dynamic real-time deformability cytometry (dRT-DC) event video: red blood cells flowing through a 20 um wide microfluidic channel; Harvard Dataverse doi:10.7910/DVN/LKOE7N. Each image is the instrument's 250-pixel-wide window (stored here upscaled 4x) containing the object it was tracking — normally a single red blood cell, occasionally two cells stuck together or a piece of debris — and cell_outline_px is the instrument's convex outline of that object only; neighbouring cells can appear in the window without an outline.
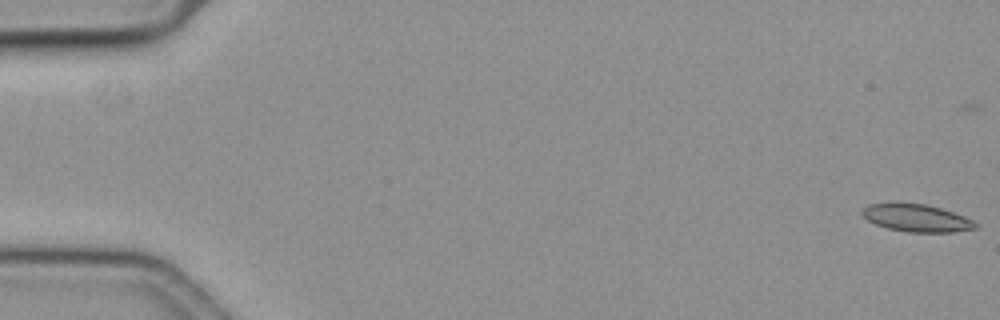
{"species": "common noctule bat (a hibernating species)", "species_latin": "Nyctalus noctula", "temperature_condition": "cold", "stored_images_in_passage": 59, "camera_frame_rate_fps": 3000, "um_per_image_px": 0.085, "animal": {"sex": "female", "body_mass_g": 19.3, "forearm_length_mm": 54.1}, "frame": {"image": 1, "passage_image": 1, "time_ms": 0.0, "image_size_px": [1000, 320], "cell_outline_px": [[980, 224], [976, 228], [956, 232], [908, 232], [888, 228], [876, 224], [868, 220], [860, 212], [868, 204], [896, 200], [928, 204], [964, 216]], "centroid_in_image_um": [77.88, 18.49], "position_along_channel_um": 7.1, "area_um2": 18.73}}
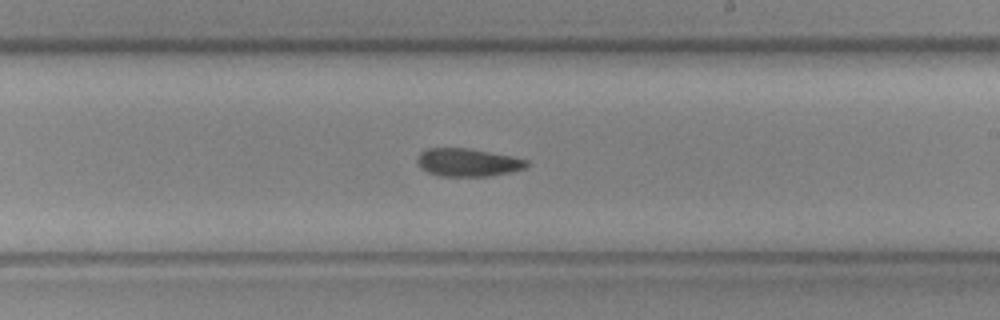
{"frame": {"image": 2, "passage_image": 35, "time_ms": 11.333, "image_size_px": [1000, 320], "cell_outline_px": [[528, 164], [524, 168], [492, 176], [440, 176], [428, 172], [420, 168], [416, 160], [416, 156], [420, 152], [428, 148], [468, 148], [512, 156], [528, 160]], "centroid_in_image_um": [39.72, 13.8], "position_along_channel_um": 249.3, "area_um2": 17.86}}
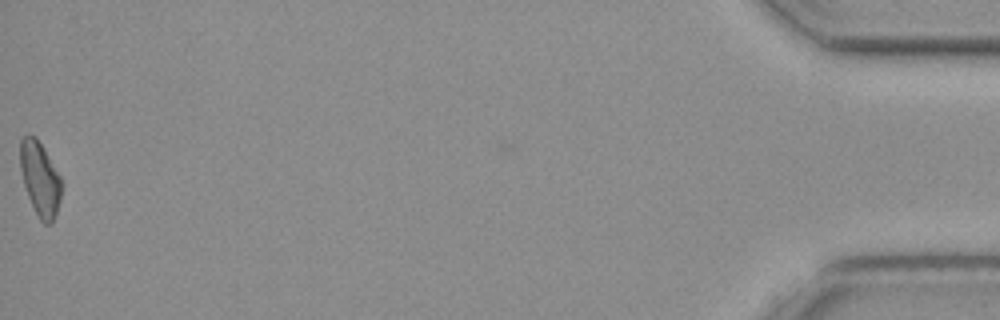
{"frame": {"image": 3, "passage_image": 59, "time_ms": 19.333, "image_size_px": [1000, 320], "cell_outline_px": [[60, 200], [52, 224], [44, 224], [40, 220], [28, 196], [24, 184], [20, 168], [20, 140], [28, 132], [36, 136], [44, 148], [60, 176]], "centroid_in_image_um": [3.38, 15.15], "position_along_channel_um": 431.8, "area_um2": 17.69}}